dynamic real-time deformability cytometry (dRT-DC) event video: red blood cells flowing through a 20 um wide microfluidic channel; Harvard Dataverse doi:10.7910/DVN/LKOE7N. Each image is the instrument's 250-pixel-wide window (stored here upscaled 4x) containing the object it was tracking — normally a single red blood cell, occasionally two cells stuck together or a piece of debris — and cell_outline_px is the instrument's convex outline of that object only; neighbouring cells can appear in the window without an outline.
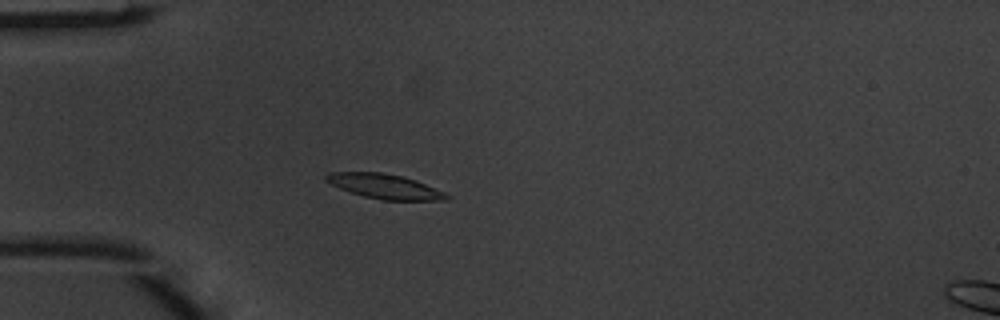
{"species": "common noctule bat (a hibernating species)", "species_latin": "Nyctalus noctula", "temperature_condition": "warm", "stored_images_in_passage": 4, "camera_frame_rate_fps": 3000, "um_per_image_px": 0.085, "animal": {"sex": "male", "body_mass_g": 20.1, "forearm_length_mm": 53.5}, "frame": {"image": 1, "passage_image": 4, "time_ms": 1.0, "image_size_px": [1000, 320], "cell_outline_px": [[452, 196], [448, 200], [384, 200], [364, 196], [340, 188], [324, 180], [324, 176], [328, 172], [380, 172], [404, 176], [416, 180], [444, 192]], "centroid_in_image_um": [32.72, 15.83], "position_along_channel_um": 52.3, "area_um2": 17.28}}